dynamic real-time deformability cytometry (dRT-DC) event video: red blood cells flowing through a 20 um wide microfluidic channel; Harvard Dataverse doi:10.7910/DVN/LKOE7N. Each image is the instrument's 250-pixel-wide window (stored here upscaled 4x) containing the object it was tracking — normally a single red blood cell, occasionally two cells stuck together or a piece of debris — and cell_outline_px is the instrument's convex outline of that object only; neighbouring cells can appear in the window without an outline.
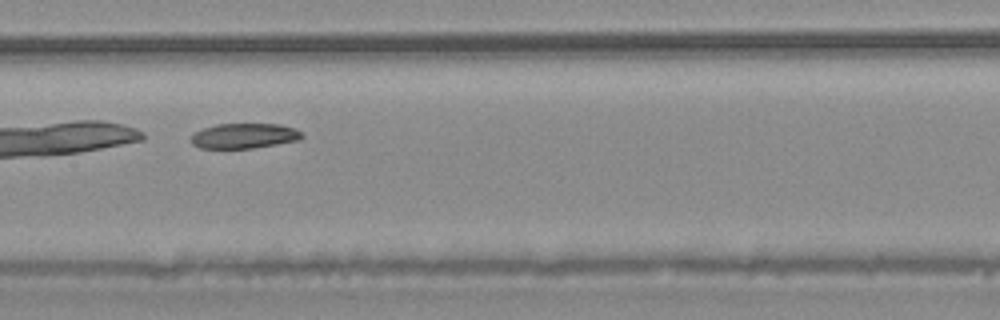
{"species": "common noctule bat (a hibernating species)", "species_latin": "Nyctalus noctula", "temperature_condition": "warm", "stored_images_in_passage": 33, "camera_frame_rate_fps": 3000, "um_per_image_px": 0.085, "animal": {"sex": "male", "body_mass_g": 20.4}, "frame": {"image": 1, "passage_image": 10, "time_ms": 3.0, "image_size_px": [1000, 320], "cell_outline_px": [[304, 136], [300, 140], [252, 148], [200, 148], [192, 144], [192, 136], [196, 132], [204, 128], [216, 124], [280, 124], [296, 128]], "centroid_in_image_um": [20.79, 11.54], "position_along_channel_um": 186.6, "area_um2": 16.13}, "authors_computed_cell_mechanics": {"area_um2": 17.7446, "velocity_mm_per_s": 4.1724, "shape_relaxation_time_tau1_ms": null, "shape_relaxation_time_tau2_ms": 9.2439, "deformation_change_tau1": null, "deformation_change_tau2": 0.1256}}